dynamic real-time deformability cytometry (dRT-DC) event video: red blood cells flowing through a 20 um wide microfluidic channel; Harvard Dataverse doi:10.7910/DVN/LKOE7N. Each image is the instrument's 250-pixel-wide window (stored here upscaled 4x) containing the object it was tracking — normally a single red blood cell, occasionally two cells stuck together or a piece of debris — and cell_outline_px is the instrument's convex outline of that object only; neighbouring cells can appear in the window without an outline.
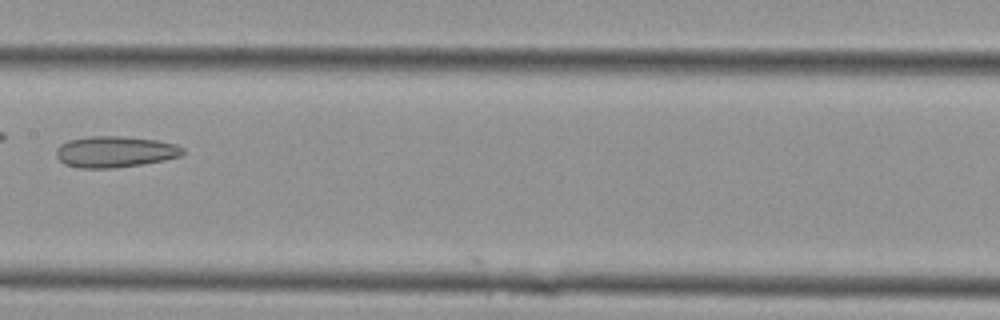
{"species": "Egyptian fruit bat (a non-hibernating species)", "species_latin": "Rousettus aegyptiacus", "temperature_condition": "cold", "stored_images_in_passage": 11, "camera_frame_rate_fps": 3000, "um_per_image_px": 0.085, "animal": {"sex": "female"}, "frame": {"image": 1, "passage_image": 10, "time_ms": 3.0, "image_size_px": [1000, 320], "cell_outline_px": [[184, 152], [180, 156], [164, 160], [140, 164], [112, 168], [80, 168], [64, 164], [56, 156], [56, 148], [60, 144], [68, 140], [92, 136], [116, 136], [156, 140], [176, 144], [184, 148]], "centroid_in_image_um": [9.75, 12.9], "position_along_channel_um": 197.6, "area_um2": 22.89}}